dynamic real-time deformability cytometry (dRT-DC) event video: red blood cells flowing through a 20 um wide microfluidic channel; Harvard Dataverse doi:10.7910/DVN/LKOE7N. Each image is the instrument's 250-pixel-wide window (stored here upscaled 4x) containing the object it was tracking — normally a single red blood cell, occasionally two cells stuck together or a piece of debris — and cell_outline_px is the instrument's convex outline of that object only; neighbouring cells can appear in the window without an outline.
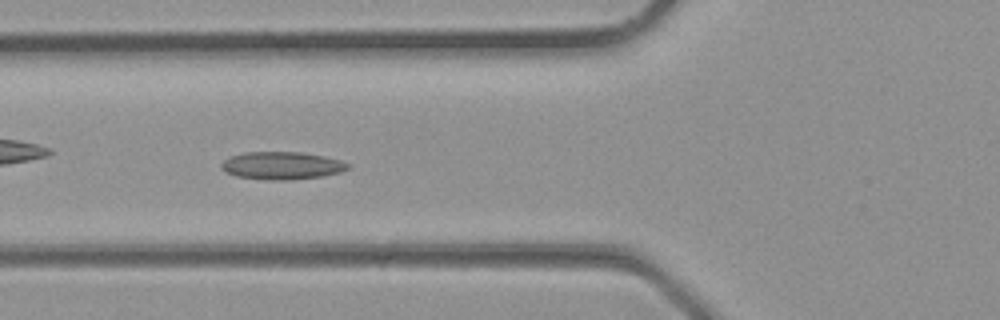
{"species": "common noctule bat (a hibernating species)", "species_latin": "Nyctalus noctula", "temperature_condition": "room temperature", "stored_images_in_passage": 30, "camera_frame_rate_fps": 3000, "um_per_image_px": 0.085, "animal": {"sex": "male", "body_mass_g": 23.1, "forearm_length_mm": 52.7}, "frame": {"image": 1, "passage_image": 8, "time_ms": 2.333, "image_size_px": [1000, 320], "cell_outline_px": [[348, 168], [340, 172], [320, 176], [288, 180], [272, 180], [236, 176], [224, 172], [220, 168], [220, 164], [228, 156], [244, 152], [300, 152], [324, 156], [340, 160], [348, 164]], "centroid_in_image_um": [23.88, 14.06], "position_along_channel_um": 101.9, "area_um2": 20.35}}
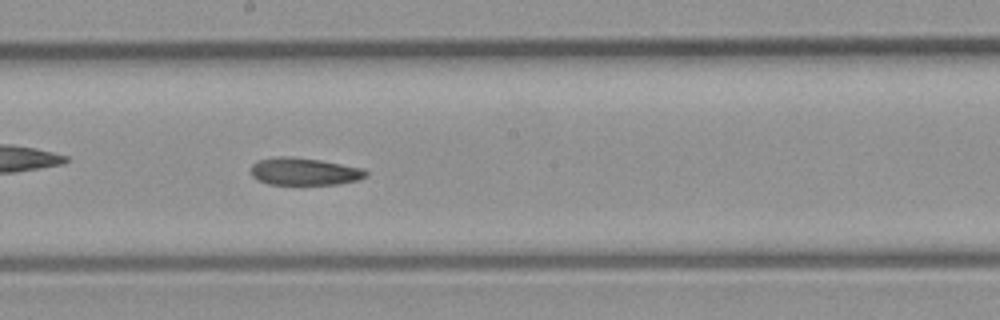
{"frame": {"image": 2, "passage_image": 14, "time_ms": 4.333, "image_size_px": [1000, 320], "cell_outline_px": [[368, 176], [360, 180], [336, 184], [268, 184], [256, 180], [252, 176], [252, 164], [260, 160], [280, 156], [288, 156], [320, 160], [364, 168], [368, 172]], "centroid_in_image_um": [25.9, 14.58], "position_along_channel_um": 222.3, "area_um2": 18.38}}
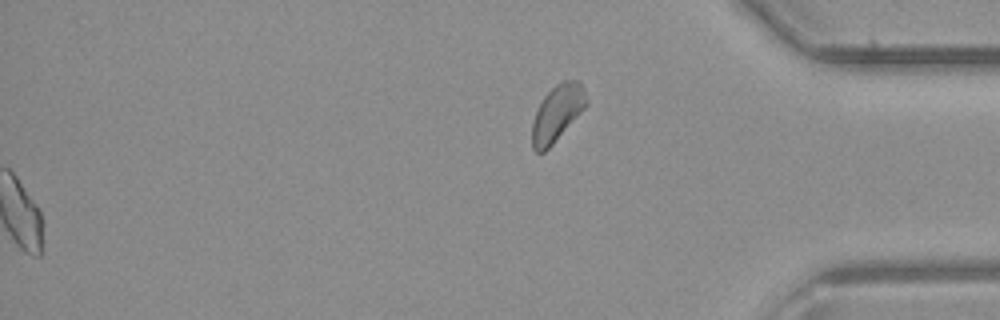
{"frame": {"image": 3, "passage_image": 30, "time_ms": 9.667, "image_size_px": [1000, 320], "cell_outline_px": [[588, 104], [552, 144], [544, 152], [536, 152], [532, 148], [532, 124], [536, 112], [544, 96], [556, 84], [564, 80], [580, 80], [584, 88], [588, 100]], "centroid_in_image_um": [47.38, 9.59], "position_along_channel_um": 387.8, "area_um2": 17.57}}